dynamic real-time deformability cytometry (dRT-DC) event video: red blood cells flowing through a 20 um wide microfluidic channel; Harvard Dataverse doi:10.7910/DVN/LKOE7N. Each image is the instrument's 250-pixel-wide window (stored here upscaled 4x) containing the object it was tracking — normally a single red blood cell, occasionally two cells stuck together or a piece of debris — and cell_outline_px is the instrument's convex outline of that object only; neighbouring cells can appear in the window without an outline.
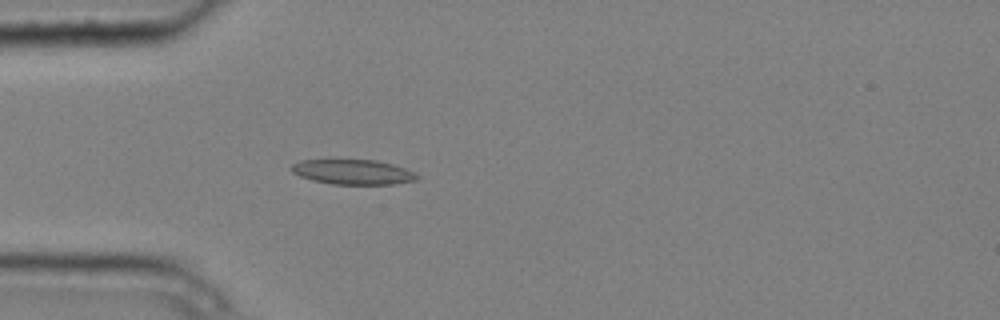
{"species": "common noctule bat (a hibernating species)", "species_latin": "Nyctalus noctula", "temperature_condition": "cold", "stored_images_in_passage": 5, "camera_frame_rate_fps": 3000, "um_per_image_px": 0.085, "animal": {"sex": "male", "body_mass_g": 20.4}, "frame": {"image": 1, "passage_image": 5, "time_ms": 1.333, "image_size_px": [1000, 320], "cell_outline_px": [[420, 176], [416, 180], [396, 184], [332, 184], [312, 180], [300, 176], [292, 172], [288, 168], [292, 164], [300, 160], [376, 160], [392, 164], [416, 172]], "centroid_in_image_um": [30.0, 14.62], "position_along_channel_um": 55.0, "area_um2": 18.32}}